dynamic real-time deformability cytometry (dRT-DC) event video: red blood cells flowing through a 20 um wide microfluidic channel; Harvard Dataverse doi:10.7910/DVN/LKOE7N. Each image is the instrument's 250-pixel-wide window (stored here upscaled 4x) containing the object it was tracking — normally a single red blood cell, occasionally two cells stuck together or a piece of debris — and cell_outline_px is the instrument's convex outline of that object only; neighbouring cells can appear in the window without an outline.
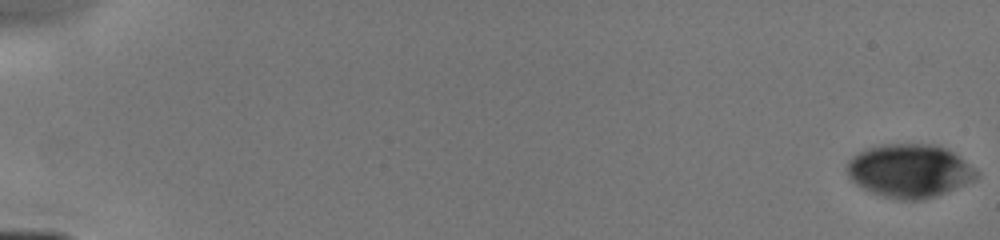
{"species": "human", "species_latin": "Homo sapiens", "temperature_condition": "cold", "stored_images_in_passage": 19, "camera_frame_rate_fps": 3000, "um_per_image_px": 0.085, "donor": {"sex": "male"}, "frame": {"image": 1, "passage_image": 1, "time_ms": 0.0, "image_size_px": [1000, 240], "cell_outline_px": [[980, 172], [976, 180], [936, 196], [920, 200], [896, 200], [880, 196], [856, 184], [848, 176], [844, 168], [848, 160], [852, 156], [864, 148], [884, 144], [936, 144], [952, 152], [964, 160]], "centroid_in_image_um": [77.28, 14.52], "position_along_channel_um": 7.7, "area_um2": 40.69}}
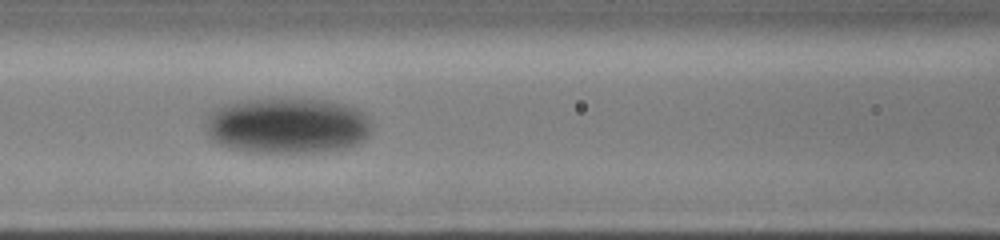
{"frame": {"image": 2, "passage_image": 13, "time_ms": 7.667, "image_size_px": [1000, 240], "cell_outline_px": [[372, 132], [360, 144], [348, 148], [324, 152], [248, 152], [228, 148], [212, 140], [208, 136], [208, 112], [224, 104], [240, 100], [268, 96], [328, 100], [344, 104], [356, 108], [364, 112], [372, 120]], "centroid_in_image_um": [24.47, 10.65], "position_along_channel_um": 142.1, "area_um2": 55.78}}
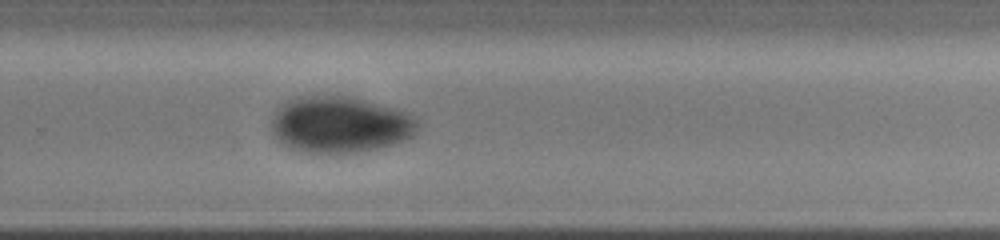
{"frame": {"image": 3, "passage_image": 19, "time_ms": 11.333, "image_size_px": [1000, 240], "cell_outline_px": [[416, 132], [412, 136], [404, 140], [380, 148], [356, 152], [304, 152], [288, 148], [280, 144], [272, 132], [272, 120], [276, 108], [280, 104], [296, 96], [348, 96], [396, 108], [408, 112], [416, 120]], "centroid_in_image_um": [28.85, 10.58], "position_along_channel_um": 301.0, "area_um2": 48.09}}